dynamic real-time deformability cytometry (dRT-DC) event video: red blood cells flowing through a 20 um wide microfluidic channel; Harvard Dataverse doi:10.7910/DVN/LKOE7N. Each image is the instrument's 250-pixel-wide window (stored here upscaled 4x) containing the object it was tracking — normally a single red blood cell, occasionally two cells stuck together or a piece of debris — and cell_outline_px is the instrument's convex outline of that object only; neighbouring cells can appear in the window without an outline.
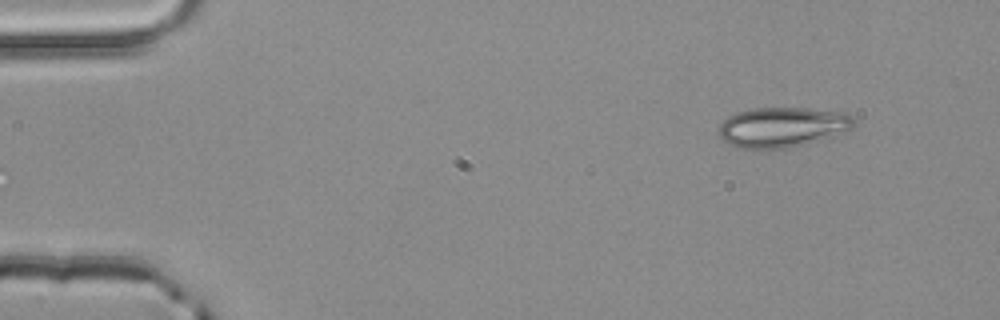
{"species": "common noctule bat (a hibernating species)", "species_latin": "Nyctalus noctula", "temperature_condition": "room temperature", "stored_images_in_passage": 2, "segment_of_instrument_passage": [2, 2], "camera_frame_rate_fps": 3000, "um_per_image_px": 0.085, "animal": {"sex": "male", "body_mass_g": 20.4}, "frame": {"image": 1, "passage_image": 2, "time_ms": 0.333, "image_size_px": [1000, 320], "cell_outline_px": [[856, 124], [852, 128], [844, 132], [804, 144], [788, 148], [740, 148], [728, 144], [716, 132], [720, 124], [728, 116], [736, 112], [756, 108], [804, 108], [840, 112], [852, 116], [856, 120]], "centroid_in_image_um": [66.47, 10.8], "position_along_channel_um": 18.5, "area_um2": 31.39}}